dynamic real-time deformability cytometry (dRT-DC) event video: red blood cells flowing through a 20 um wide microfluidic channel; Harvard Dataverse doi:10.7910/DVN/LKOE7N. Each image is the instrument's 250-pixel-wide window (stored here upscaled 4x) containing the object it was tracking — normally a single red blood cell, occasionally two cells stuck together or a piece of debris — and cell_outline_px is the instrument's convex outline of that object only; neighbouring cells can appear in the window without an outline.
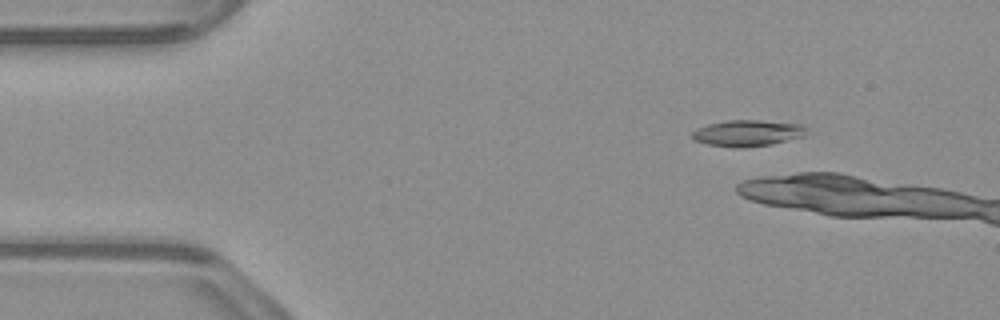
{"species": "common noctule bat (a hibernating species)", "species_latin": "Nyctalus noctula", "temperature_condition": "warm", "stored_images_in_passage": 12, "camera_frame_rate_fps": 3000, "um_per_image_px": 0.085, "animal": {"sex": "male", "body_mass_g": 23.1, "forearm_length_mm": 52.7}, "frame": {"image": 1, "passage_image": 7, "time_ms": 2.0, "image_size_px": [1000, 320], "cell_outline_px": [[808, 128], [804, 136], [772, 144], [744, 148], [732, 148], [708, 144], [692, 140], [688, 136], [696, 128], [708, 124], [728, 120], [760, 120], [800, 124]], "centroid_in_image_um": [63.49, 11.32], "position_along_channel_um": 21.5, "area_um2": 17.8}}